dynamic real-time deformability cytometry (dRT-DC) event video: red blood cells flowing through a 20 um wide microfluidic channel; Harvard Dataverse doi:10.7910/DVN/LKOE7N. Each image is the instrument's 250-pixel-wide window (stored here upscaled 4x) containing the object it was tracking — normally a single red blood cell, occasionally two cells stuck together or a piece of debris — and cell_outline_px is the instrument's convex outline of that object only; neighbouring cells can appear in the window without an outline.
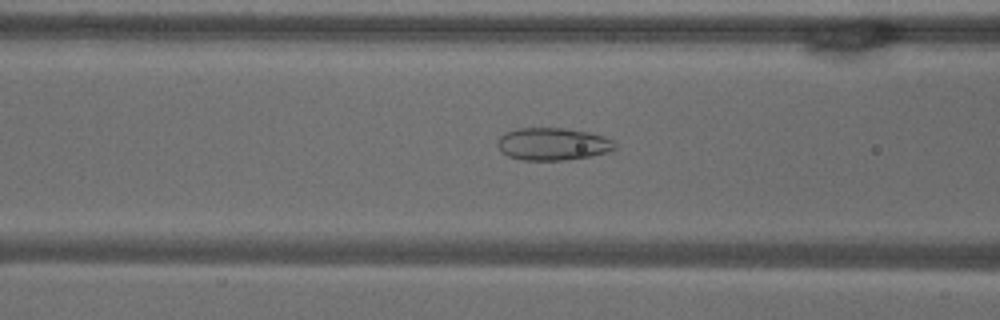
{"species": "common noctule bat (a hibernating species)", "species_latin": "Nyctalus noctula", "temperature_condition": "warm", "stored_images_in_passage": 52, "camera_frame_rate_fps": 3000, "um_per_image_px": 0.085, "animal": {"sex": "male", "body_mass_g": 18.8}, "frame": {"image": 1, "passage_image": 19, "time_ms": 6.0, "image_size_px": [1000, 320], "cell_outline_px": [[616, 148], [608, 152], [568, 160], [524, 160], [508, 156], [496, 144], [496, 140], [504, 132], [516, 128], [564, 128], [588, 132], [604, 136], [612, 140], [616, 144]], "centroid_in_image_um": [46.97, 12.23], "position_along_channel_um": 119.6, "area_um2": 22.25}}
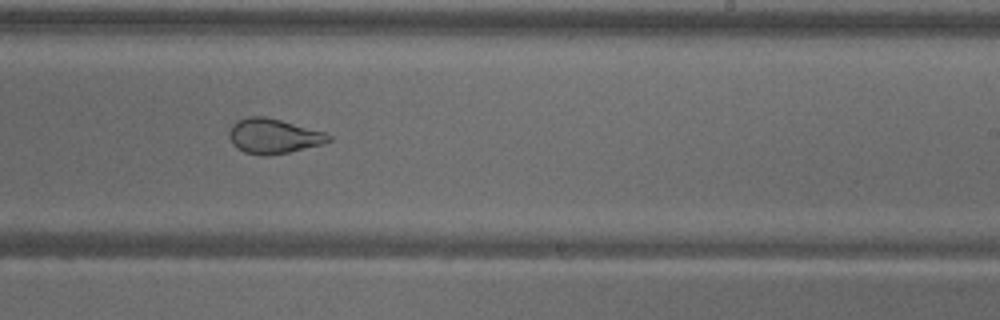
{"frame": {"image": 2, "passage_image": 31, "time_ms": 10.0, "image_size_px": [1000, 320], "cell_outline_px": [[332, 140], [324, 144], [288, 152], [268, 156], [264, 156], [244, 152], [236, 148], [232, 144], [228, 136], [228, 132], [232, 124], [236, 120], [248, 116], [264, 116], [280, 120], [324, 132], [332, 136]], "centroid_in_image_um": [23.21, 11.57], "position_along_channel_um": 265.8, "area_um2": 20.35}}
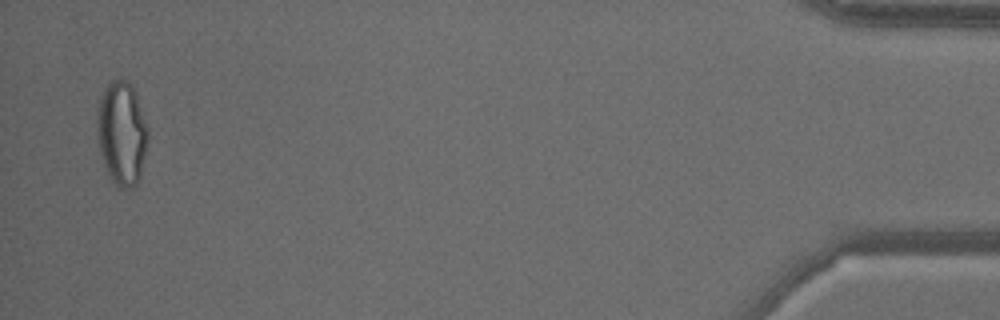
{"frame": {"image": 3, "passage_image": 51, "time_ms": 16.667, "image_size_px": [1000, 320], "cell_outline_px": [[148, 140], [140, 176], [136, 184], [128, 188], [120, 188], [108, 176], [100, 152], [96, 132], [96, 112], [100, 96], [104, 88], [112, 80], [120, 76], [132, 84], [148, 128]], "centroid_in_image_um": [10.33, 11.28], "position_along_channel_um": 424.9, "area_um2": 31.1}, "authors_computed_cell_mechanics": {"area_um2": 25.7788, "velocity_mm_per_s": 3.6525, "shape_relaxation_time_tau1_ms": null, "shape_relaxation_time_tau2_ms": 1.0501, "deformation_change_tau1": null, "deformation_change_tau2": 0.0824}}